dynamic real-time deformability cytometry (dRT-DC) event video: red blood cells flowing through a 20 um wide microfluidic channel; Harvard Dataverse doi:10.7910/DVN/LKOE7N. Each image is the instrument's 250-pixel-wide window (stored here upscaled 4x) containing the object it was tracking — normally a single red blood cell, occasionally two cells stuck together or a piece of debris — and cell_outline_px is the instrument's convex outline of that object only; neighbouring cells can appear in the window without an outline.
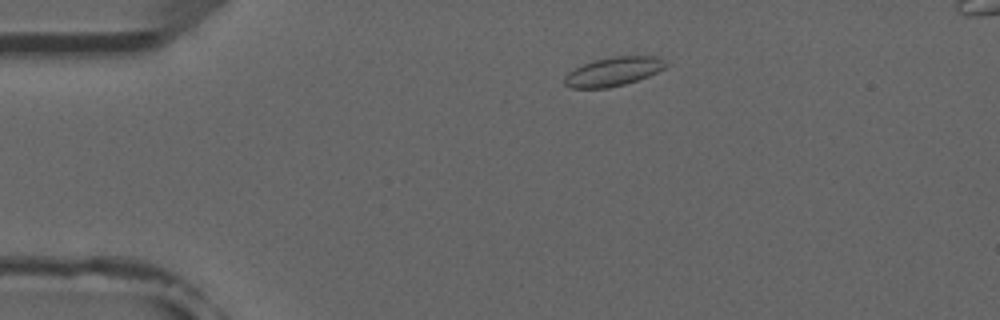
{"species": "common noctule bat (a hibernating species)", "species_latin": "Nyctalus noctula", "temperature_condition": "room temperature", "stored_images_in_passage": 4, "camera_frame_rate_fps": 3000, "um_per_image_px": 0.085, "animal": {"sex": "male", "forearm_length_mm": 52.5}, "frame": {"image": 1, "passage_image": 2, "time_ms": 1.333, "image_size_px": [1000, 320], "cell_outline_px": [[668, 64], [664, 68], [648, 76], [624, 84], [608, 88], [572, 88], [564, 84], [564, 76], [568, 72], [592, 60], [616, 56], [656, 56], [664, 60]], "centroid_in_image_um": [52.12, 6.08], "position_along_channel_um": 32.9, "area_um2": 16.94}}